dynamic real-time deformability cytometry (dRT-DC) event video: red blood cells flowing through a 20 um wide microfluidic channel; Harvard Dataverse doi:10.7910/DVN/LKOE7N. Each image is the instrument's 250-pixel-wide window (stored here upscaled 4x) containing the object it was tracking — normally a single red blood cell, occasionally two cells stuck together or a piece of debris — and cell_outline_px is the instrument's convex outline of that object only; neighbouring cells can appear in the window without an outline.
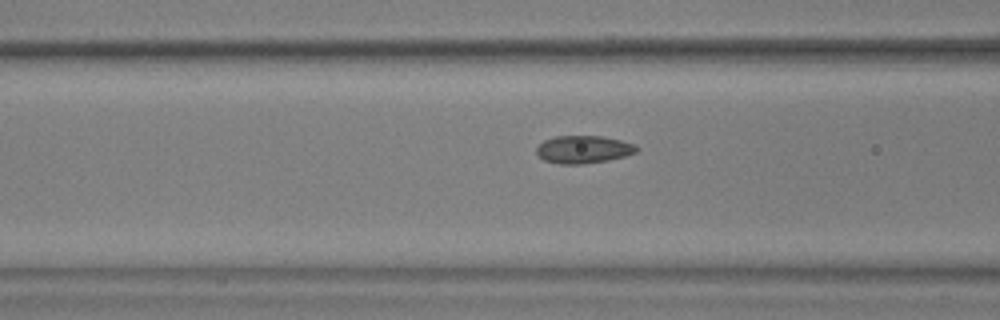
{"species": "common noctule bat (a hibernating species)", "species_latin": "Nyctalus noctula", "temperature_condition": "warm", "stored_images_in_passage": 15, "camera_frame_rate_fps": 3000, "um_per_image_px": 0.085, "animal": {"sex": "male", "body_mass_g": 17.9, "forearm_length_mm": 54.2}, "frame": {"image": 1, "passage_image": 13, "time_ms": 4.0, "image_size_px": [1000, 320], "cell_outline_px": [[640, 148], [636, 152], [624, 156], [608, 160], [580, 164], [560, 164], [544, 160], [536, 152], [536, 148], [544, 140], [556, 136], [604, 136], [636, 144]], "centroid_in_image_um": [49.61, 12.69], "position_along_channel_um": 117.0, "area_um2": 16.13}}